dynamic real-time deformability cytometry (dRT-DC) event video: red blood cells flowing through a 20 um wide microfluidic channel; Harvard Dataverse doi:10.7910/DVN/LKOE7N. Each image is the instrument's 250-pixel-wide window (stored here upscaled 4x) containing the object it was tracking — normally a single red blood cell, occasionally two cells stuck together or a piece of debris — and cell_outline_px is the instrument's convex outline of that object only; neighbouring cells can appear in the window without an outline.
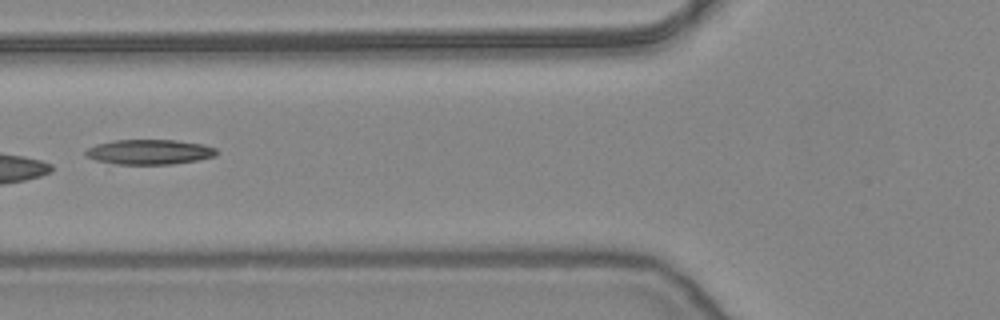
{"species": "common noctule bat (a hibernating species)", "species_latin": "Nyctalus noctula", "temperature_condition": "warm", "stored_images_in_passage": 16, "camera_frame_rate_fps": 3000, "um_per_image_px": 0.085, "animal": {"sex": "female", "body_mass_g": 24.6, "forearm_length_mm": 56.2}, "frame": {"image": 1, "passage_image": 7, "time_ms": 2.0, "image_size_px": [1000, 320], "cell_outline_px": [[216, 156], [196, 160], [172, 164], [116, 164], [96, 160], [84, 156], [84, 152], [88, 148], [96, 144], [112, 140], [176, 140], [204, 144], [216, 148]], "centroid_in_image_um": [12.67, 12.91], "position_along_channel_um": 113.1, "area_um2": 19.07}}